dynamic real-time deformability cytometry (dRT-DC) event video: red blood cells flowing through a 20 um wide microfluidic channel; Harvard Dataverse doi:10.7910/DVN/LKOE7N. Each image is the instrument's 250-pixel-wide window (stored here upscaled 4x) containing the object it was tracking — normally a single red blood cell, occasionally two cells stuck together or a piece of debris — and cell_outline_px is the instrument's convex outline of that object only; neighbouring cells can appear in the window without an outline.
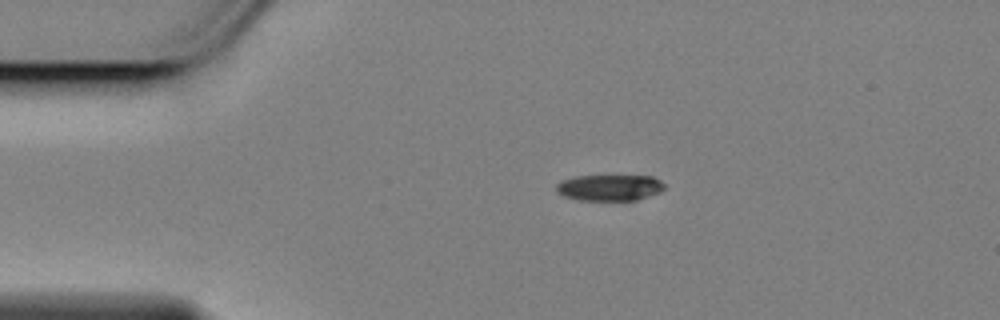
{"species": "Egyptian fruit bat (a non-hibernating species)", "species_latin": "Rousettus aegyptiacus", "temperature_condition": "cold", "stored_images_in_passage": 45, "camera_frame_rate_fps": 3000, "um_per_image_px": 0.085, "animal": {"sex": "female"}, "frame": {"image": 1, "passage_image": 1, "time_ms": 0.0, "image_size_px": [1000, 320], "cell_outline_px": [[664, 188], [660, 192], [636, 200], [576, 200], [564, 196], [556, 192], [556, 184], [560, 180], [576, 176], [652, 176], [660, 180], [664, 184]], "centroid_in_image_um": [51.78, 15.95], "position_along_channel_um": 33.2, "area_um2": 16.53}}
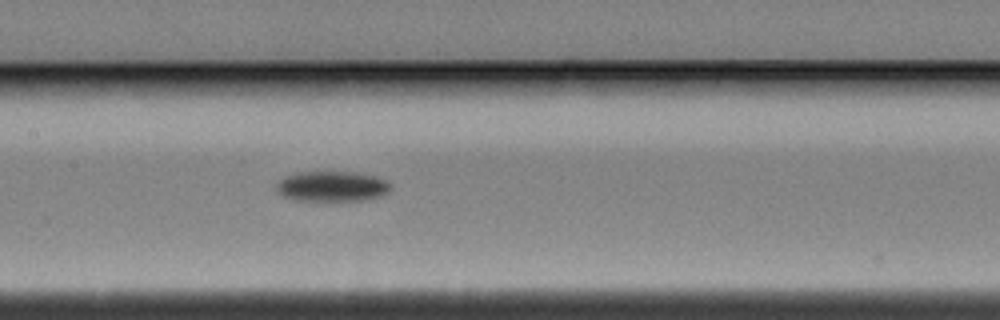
{"frame": {"image": 2, "passage_image": 17, "time_ms": 5.333, "image_size_px": [1000, 320], "cell_outline_px": [[392, 188], [388, 192], [380, 196], [364, 200], [292, 200], [284, 196], [276, 188], [276, 184], [280, 180], [296, 172], [352, 172], [376, 176], [384, 180]], "centroid_in_image_um": [28.22, 15.84], "position_along_channel_um": 179.2, "area_um2": 19.88}}
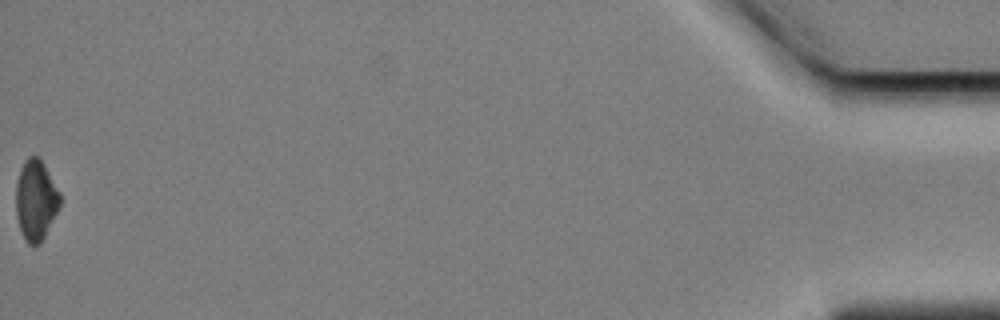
{"frame": {"image": 3, "passage_image": 45, "time_ms": 14.667, "image_size_px": [1000, 320], "cell_outline_px": [[60, 204], [40, 244], [32, 248], [24, 240], [16, 216], [16, 184], [20, 168], [24, 160], [28, 156], [36, 156], [44, 164], [60, 192]], "centroid_in_image_um": [3.02, 17.02], "position_along_channel_um": 432.2, "area_um2": 20.63}, "authors_computed_cell_mechanics": {"area_um2": 20.6346, "velocity_mm_per_s": 3.4796, "shape_relaxation_time_tau1_ms": 2.4174, "shape_relaxation_time_tau2_ms": null, "deformation_change_tau1": 0.1181, "deformation_change_tau2": null}}